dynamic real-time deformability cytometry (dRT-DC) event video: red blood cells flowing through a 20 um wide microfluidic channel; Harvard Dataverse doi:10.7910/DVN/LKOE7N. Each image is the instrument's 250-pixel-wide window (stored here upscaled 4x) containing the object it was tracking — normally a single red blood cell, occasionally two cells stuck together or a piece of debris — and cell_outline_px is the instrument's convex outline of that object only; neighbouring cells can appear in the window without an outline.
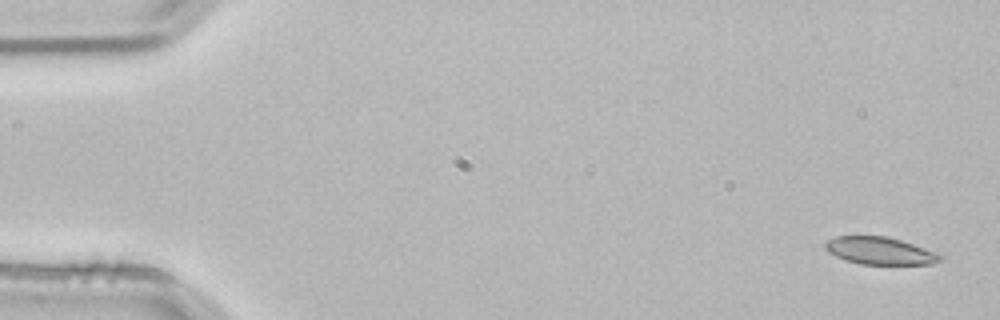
{"species": "common noctule bat (a hibernating species)", "species_latin": "Nyctalus noctula", "temperature_condition": "room temperature", "stored_images_in_passage": 5, "segment_of_instrument_passage": [1, 2], "camera_frame_rate_fps": 3000, "um_per_image_px": 0.085, "animal": {"sex": "male", "body_mass_g": 21.5, "forearm_length_mm": 52.0}, "frame": {"image": 1, "passage_image": 1, "time_ms": 0.0, "image_size_px": [1000, 320], "cell_outline_px": [[944, 256], [940, 260], [932, 264], [860, 264], [844, 260], [828, 252], [824, 248], [824, 244], [828, 240], [836, 236], [888, 236], [912, 244]], "centroid_in_image_um": [74.74, 21.32], "position_along_channel_um": 10.3, "area_um2": 18.21}}
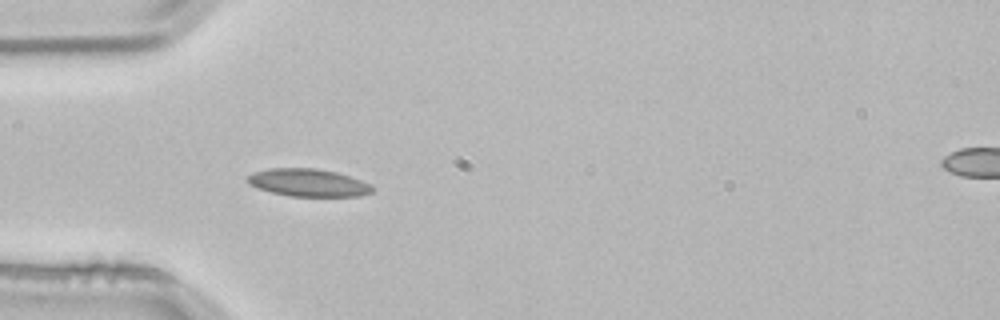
{"frame": {"image": 2, "passage_image": 4, "time_ms": 1.0, "image_size_px": [1000, 320], "cell_outline_px": [[372, 192], [360, 196], [288, 196], [272, 192], [260, 188], [252, 184], [248, 180], [248, 176], [252, 172], [268, 168], [316, 168], [336, 172], [372, 184]], "centroid_in_image_um": [26.22, 15.52], "position_along_channel_um": 58.8, "area_um2": 19.88}}